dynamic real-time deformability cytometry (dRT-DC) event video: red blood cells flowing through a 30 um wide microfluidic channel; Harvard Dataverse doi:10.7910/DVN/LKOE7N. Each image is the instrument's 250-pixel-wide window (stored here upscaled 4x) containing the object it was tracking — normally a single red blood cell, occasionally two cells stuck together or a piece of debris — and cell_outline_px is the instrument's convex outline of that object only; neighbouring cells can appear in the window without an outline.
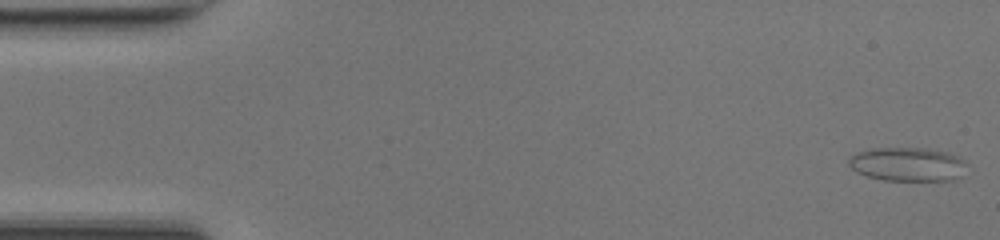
{"species": "common noctule bat (a hibernating species)", "species_latin": "Nyctalus noctula", "temperature_condition": "room temperature", "stored_images_in_passage": 50, "camera_frame_rate_fps": 3000, "um_per_image_px": 0.085, "animal": {"sex": "female", "body_mass_g": 17.0, "forearm_length_mm": 48.0}, "frame": {"image": 1, "passage_image": 1, "time_ms": 0.0, "image_size_px": [1000, 240], "cell_outline_px": [[968, 164], [960, 176], [956, 180], [884, 180], [868, 176], [856, 172], [848, 164], [848, 156], [856, 152], [872, 148], [928, 148], [948, 152], [964, 160]], "centroid_in_image_um": [77.13, 13.95], "position_along_channel_um": 7.9, "area_um2": 23.47}}
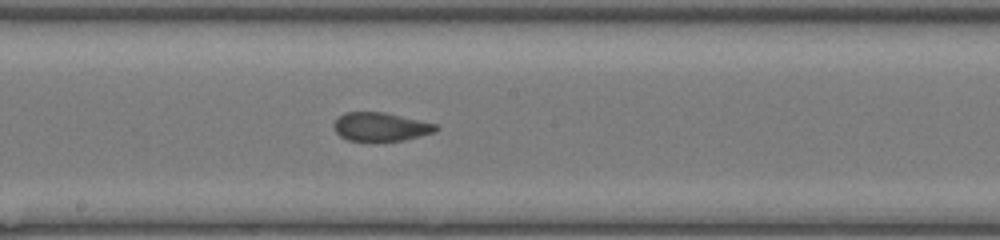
{"frame": {"image": 2, "passage_image": 26, "time_ms": 8.333, "image_size_px": [1000, 240], "cell_outline_px": [[440, 128], [436, 132], [404, 140], [348, 140], [340, 136], [332, 128], [332, 124], [344, 112], [384, 112], [436, 124]], "centroid_in_image_um": [32.35, 10.77], "position_along_channel_um": 215.9, "area_um2": 16.88}}
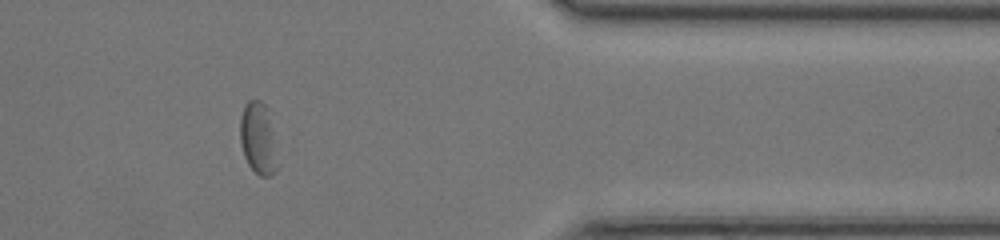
{"frame": {"image": 3, "passage_image": 40, "time_ms": 13.0, "image_size_px": [1000, 240], "cell_outline_px": [[276, 172], [268, 176], [260, 176], [248, 164], [244, 156], [240, 140], [240, 120], [244, 104], [248, 100], [260, 100], [268, 108], [276, 168]], "centroid_in_image_um": [21.88, 11.73], "position_along_channel_um": 389.5, "area_um2": 15.03}, "authors_computed_cell_mechanics": {"area_um2": 18.207, "velocity_mm_per_s": 4.2148, "shape_relaxation_time_tau1_ms": null, "shape_relaxation_time_tau2_ms": 1.3764, "deformation_change_tau1": null, "deformation_change_tau2": 0.0696}}